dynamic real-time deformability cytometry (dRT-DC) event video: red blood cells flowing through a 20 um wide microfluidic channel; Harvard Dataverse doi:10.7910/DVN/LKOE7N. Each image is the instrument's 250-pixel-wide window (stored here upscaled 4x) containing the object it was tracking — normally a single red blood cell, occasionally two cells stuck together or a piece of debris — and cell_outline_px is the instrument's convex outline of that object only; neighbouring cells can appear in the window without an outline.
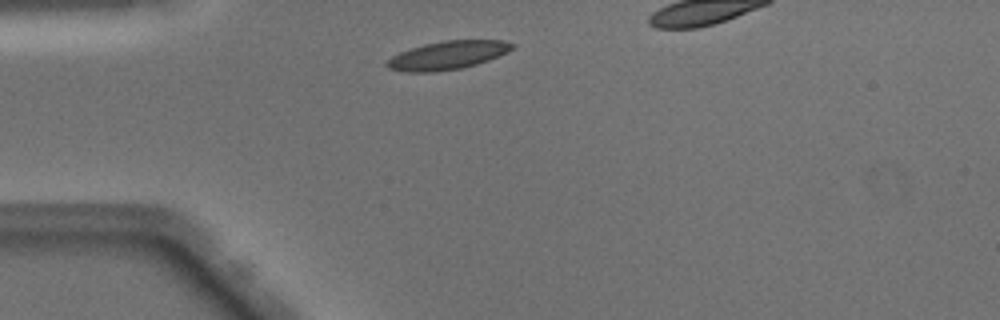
{"species": "Egyptian fruit bat (a non-hibernating species)", "species_latin": "Rousettus aegyptiacus", "temperature_condition": "warm", "stored_images_in_passage": 34, "camera_frame_rate_fps": 3000, "um_per_image_px": 0.085, "animal": {"sex": "male"}, "frame": {"image": 1, "passage_image": 4, "time_ms": 1.0, "image_size_px": [1000, 320], "cell_outline_px": [[516, 44], [508, 52], [488, 60], [476, 64], [460, 68], [432, 72], [404, 72], [388, 68], [384, 64], [392, 56], [400, 52], [424, 44], [444, 40], [504, 40]], "centroid_in_image_um": [38.04, 4.69], "position_along_channel_um": 47.0, "area_um2": 20.63}}
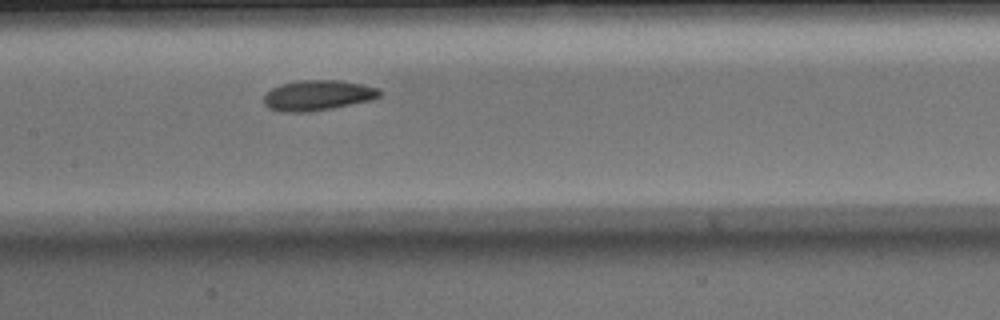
{"frame": {"image": 2, "passage_image": 15, "time_ms": 4.667, "image_size_px": [1000, 320], "cell_outline_px": [[380, 96], [372, 100], [332, 108], [308, 112], [280, 112], [268, 108], [264, 104], [264, 96], [272, 88], [280, 84], [300, 80], [336, 80], [364, 84], [380, 88]], "centroid_in_image_um": [27.01, 8.1], "position_along_channel_um": 180.4, "area_um2": 20.58}}
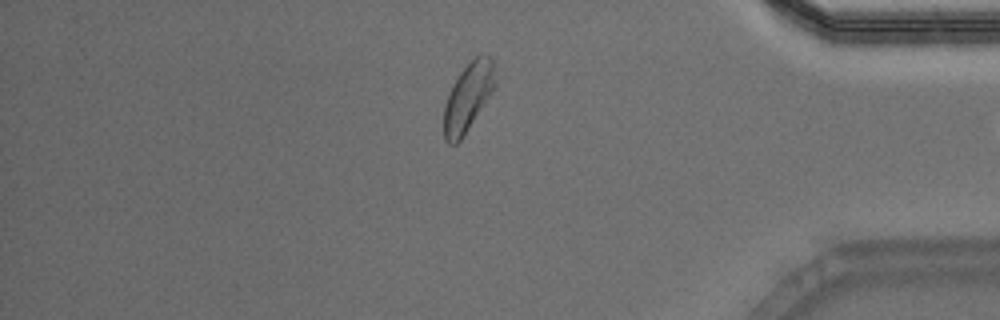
{"frame": {"image": 3, "passage_image": 33, "time_ms": 10.667, "image_size_px": [1000, 320], "cell_outline_px": [[496, 84], [492, 92], [460, 140], [456, 144], [448, 144], [444, 140], [444, 104], [460, 72], [480, 52], [488, 56], [496, 64]], "centroid_in_image_um": [39.81, 8.22], "position_along_channel_um": 395.4, "area_um2": 20.17}}